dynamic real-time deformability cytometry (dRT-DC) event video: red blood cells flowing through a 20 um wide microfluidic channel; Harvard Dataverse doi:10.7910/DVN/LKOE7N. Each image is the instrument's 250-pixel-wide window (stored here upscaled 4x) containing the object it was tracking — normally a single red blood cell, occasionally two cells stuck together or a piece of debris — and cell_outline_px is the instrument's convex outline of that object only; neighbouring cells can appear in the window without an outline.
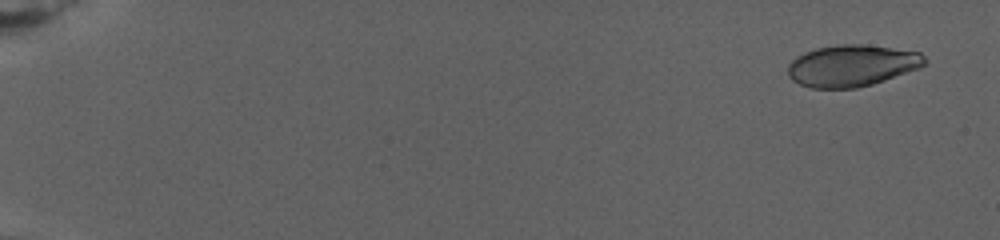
{"species": "human", "species_latin": "Homo sapiens", "temperature_condition": "warm", "stored_images_in_passage": 23, "camera_frame_rate_fps": 3000, "um_per_image_px": 0.085, "donor": {"sex": "female"}, "frame": {"image": 1, "passage_image": 4, "time_ms": 1.333, "image_size_px": [1000, 240], "cell_outline_px": [[928, 60], [920, 68], [872, 84], [856, 88], [812, 88], [800, 84], [792, 80], [788, 76], [788, 64], [796, 56], [804, 52], [816, 48], [836, 44], [860, 44], [892, 48], [920, 52]], "centroid_in_image_um": [72.39, 5.57], "position_along_channel_um": 12.6, "area_um2": 33.23}}
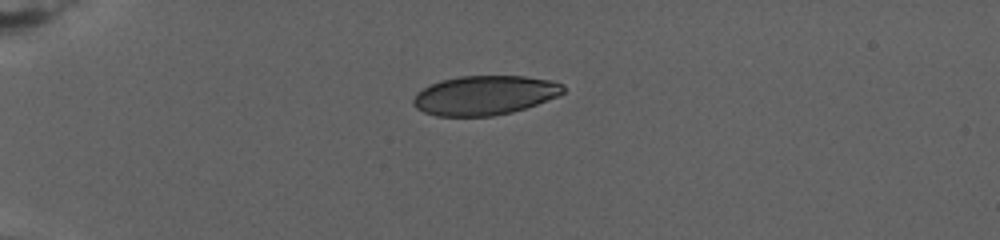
{"frame": {"image": 2, "passage_image": 18, "time_ms": 7.667, "image_size_px": [1000, 240], "cell_outline_px": [[564, 92], [560, 96], [512, 112], [492, 116], [436, 116], [424, 112], [416, 108], [412, 104], [412, 100], [416, 92], [440, 80], [460, 76], [524, 76], [552, 80], [564, 84]], "centroid_in_image_um": [41.2, 8.09], "position_along_channel_um": 43.8, "area_um2": 34.51}}
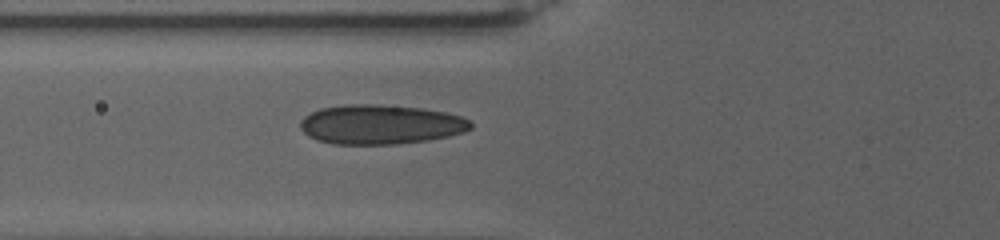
{"frame": {"image": 3, "passage_image": 23, "time_ms": 11.333, "image_size_px": [1000, 240], "cell_outline_px": [[472, 128], [464, 132], [448, 136], [428, 140], [392, 144], [332, 144], [316, 140], [308, 136], [300, 128], [300, 120], [304, 116], [320, 108], [344, 104], [376, 104], [420, 108], [444, 112], [460, 116], [472, 120]], "centroid_in_image_um": [32.33, 10.58], "position_along_channel_um": 93.5, "area_um2": 39.36}}